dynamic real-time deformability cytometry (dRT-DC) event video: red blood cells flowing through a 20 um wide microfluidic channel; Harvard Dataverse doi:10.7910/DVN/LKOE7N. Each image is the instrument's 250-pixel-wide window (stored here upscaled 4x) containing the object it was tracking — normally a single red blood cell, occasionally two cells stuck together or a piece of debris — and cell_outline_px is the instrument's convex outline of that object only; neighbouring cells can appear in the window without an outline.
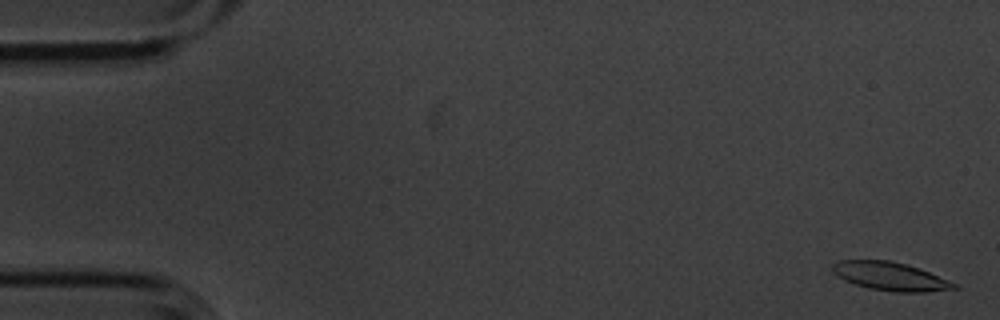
{"species": "common noctule bat (a hibernating species)", "species_latin": "Nyctalus noctula", "temperature_condition": "cold", "stored_images_in_passage": 6, "camera_frame_rate_fps": 3000, "um_per_image_px": 0.085, "animal": {"sex": "male", "body_mass_g": 20.1, "forearm_length_mm": 53.5}, "frame": {"image": 1, "passage_image": 1, "time_ms": 0.0, "image_size_px": [1000, 320], "cell_outline_px": [[960, 288], [924, 292], [896, 292], [868, 288], [844, 280], [832, 272], [832, 264], [840, 260], [892, 260], [920, 268], [960, 284]], "centroid_in_image_um": [75.73, 23.48], "position_along_channel_um": 9.3, "area_um2": 20.35}}
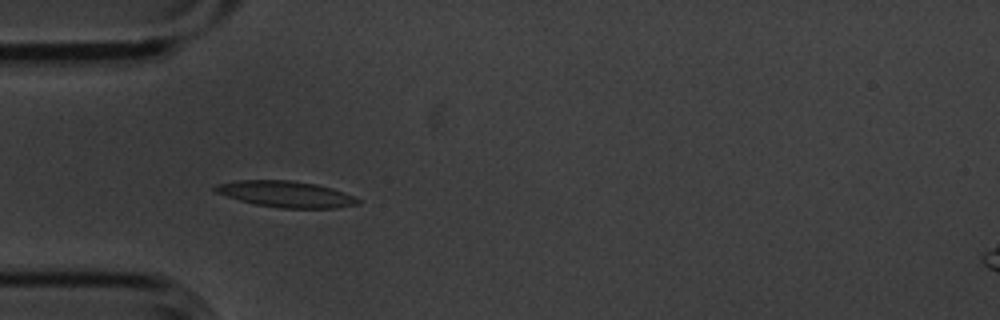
{"frame": {"image": 2, "passage_image": 5, "time_ms": 1.333, "image_size_px": [1000, 320], "cell_outline_px": [[360, 204], [336, 208], [280, 208], [256, 204], [240, 200], [216, 192], [212, 188], [216, 184], [236, 180], [292, 180], [316, 184], [332, 188], [352, 196], [360, 200]], "centroid_in_image_um": [24.3, 16.49], "position_along_channel_um": 60.7, "area_um2": 21.68}}
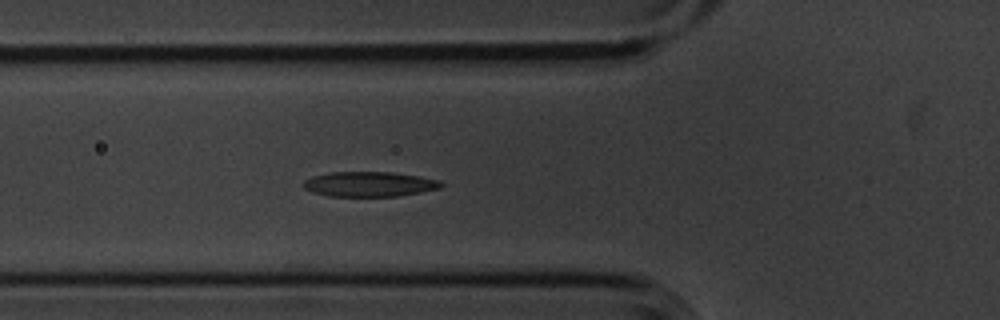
{"frame": {"image": 3, "passage_image": 6, "time_ms": 1.667, "image_size_px": [1000, 320], "cell_outline_px": [[444, 184], [440, 188], [400, 196], [328, 196], [312, 192], [304, 188], [300, 184], [304, 180], [312, 176], [332, 172], [392, 172], [420, 176], [440, 180]], "centroid_in_image_um": [31.38, 15.65], "position_along_channel_um": 94.4, "area_um2": 20.17}}